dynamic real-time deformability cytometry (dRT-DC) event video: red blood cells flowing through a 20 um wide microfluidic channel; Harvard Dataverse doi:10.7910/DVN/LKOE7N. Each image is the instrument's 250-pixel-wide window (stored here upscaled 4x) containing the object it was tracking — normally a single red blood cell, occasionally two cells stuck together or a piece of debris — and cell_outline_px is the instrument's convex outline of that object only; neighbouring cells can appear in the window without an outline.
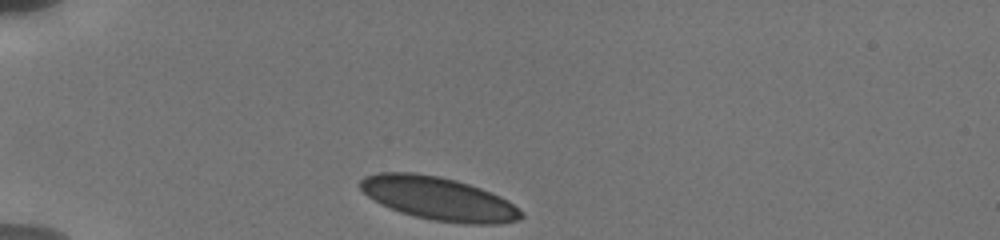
{"species": "human", "species_latin": "Homo sapiens", "temperature_condition": "cold", "stored_images_in_passage": 11, "camera_frame_rate_fps": 3000, "um_per_image_px": 0.085, "donor": {"sex": "male"}, "frame": {"image": 1, "passage_image": 1, "time_ms": 0.0, "image_size_px": [1000, 240], "cell_outline_px": [[524, 216], [520, 220], [500, 224], [464, 224], [432, 220], [400, 212], [380, 204], [368, 196], [360, 188], [360, 180], [364, 176], [380, 172], [412, 172], [440, 176], [456, 180], [480, 188], [500, 196], [508, 200], [524, 212]], "centroid_in_image_um": [37.31, 16.88], "position_along_channel_um": 47.7, "area_um2": 40.69}}
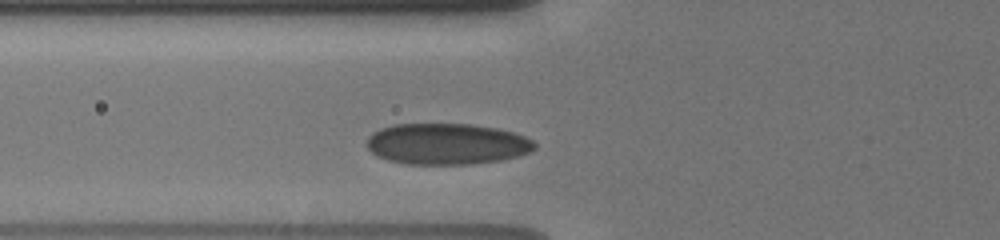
{"frame": {"image": 2, "passage_image": 7, "time_ms": 2.0, "image_size_px": [1000, 240], "cell_outline_px": [[536, 148], [528, 152], [516, 156], [500, 160], [472, 164], [408, 164], [388, 160], [376, 156], [364, 144], [368, 136], [372, 132], [380, 128], [392, 124], [468, 124], [496, 128], [512, 132], [524, 136], [532, 140], [536, 144]], "centroid_in_image_um": [37.92, 12.23], "position_along_channel_um": 87.9, "area_um2": 40.34}}
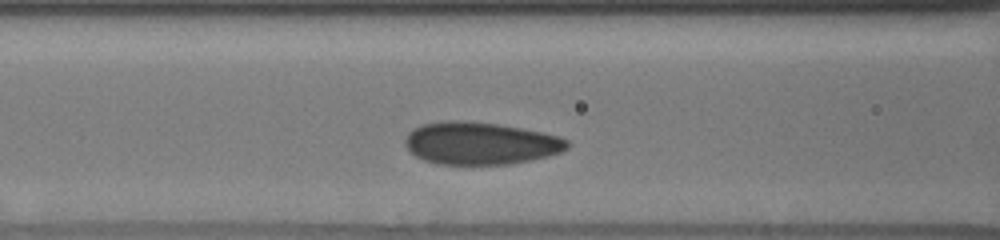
{"frame": {"image": 3, "passage_image": 10, "time_ms": 3.0, "image_size_px": [1000, 240], "cell_outline_px": [[568, 148], [560, 152], [548, 156], [508, 164], [436, 164], [424, 160], [416, 156], [404, 144], [404, 140], [408, 132], [412, 128], [420, 124], [444, 120], [464, 120], [496, 124], [520, 128], [560, 136], [568, 140]], "centroid_in_image_um": [40.78, 12.17], "position_along_channel_um": 125.8, "area_um2": 40.11}}